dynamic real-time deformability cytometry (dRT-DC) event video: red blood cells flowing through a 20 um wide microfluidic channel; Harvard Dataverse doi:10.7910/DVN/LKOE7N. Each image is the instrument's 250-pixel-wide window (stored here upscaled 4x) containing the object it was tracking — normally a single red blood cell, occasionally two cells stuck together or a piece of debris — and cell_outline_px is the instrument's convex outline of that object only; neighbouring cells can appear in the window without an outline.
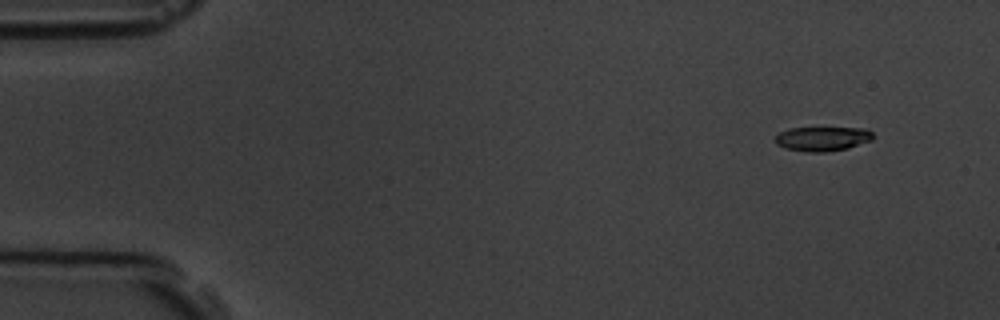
{"species": "common noctule bat (a hibernating species)", "species_latin": "Nyctalus noctula", "temperature_condition": "room temperature", "stored_images_in_passage": 15, "camera_frame_rate_fps": 3000, "um_per_image_px": 0.085, "animal": {"sex": "male", "body_mass_g": 19.5, "forearm_length_mm": 54.6}, "frame": {"image": 1, "passage_image": 2, "time_ms": 1.0, "image_size_px": [1000, 320], "cell_outline_px": [[872, 140], [848, 148], [824, 152], [804, 152], [784, 148], [776, 144], [776, 136], [780, 132], [788, 128], [868, 128], [872, 132]], "centroid_in_image_um": [69.9, 11.8], "position_along_channel_um": 15.1, "area_um2": 13.93}}
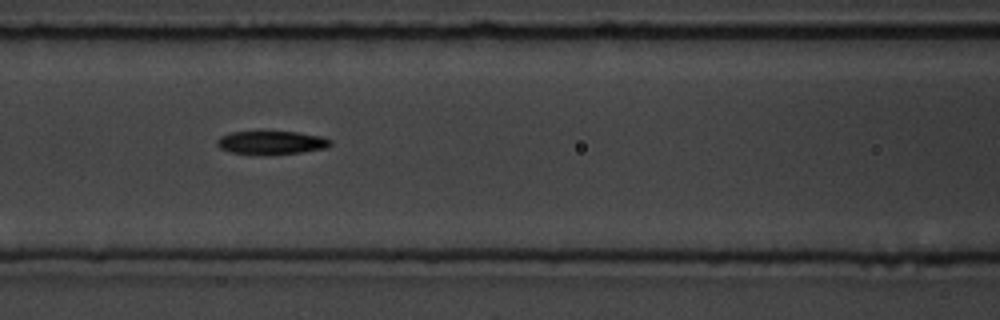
{"frame": {"image": 2, "passage_image": 7, "time_ms": 7.667, "image_size_px": [1000, 320], "cell_outline_px": [[332, 144], [328, 148], [304, 152], [264, 156], [232, 152], [220, 148], [216, 144], [216, 140], [220, 136], [228, 132], [296, 132], [324, 136], [332, 140]], "centroid_in_image_um": [23.11, 12.14], "position_along_channel_um": 143.5, "area_um2": 15.9}}
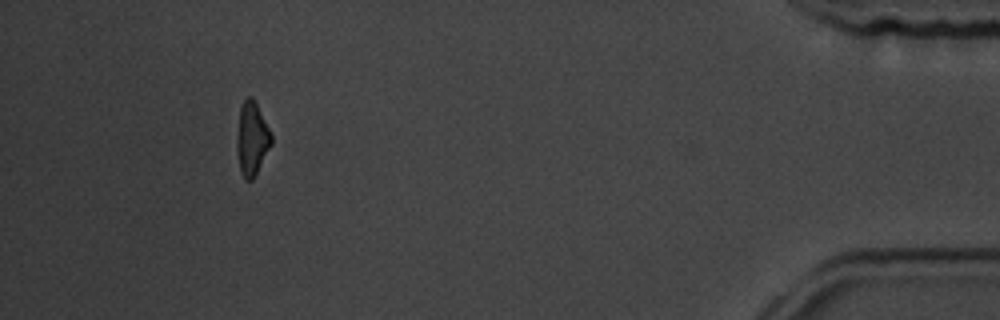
{"frame": {"image": 3, "passage_image": 14, "time_ms": 17.0, "image_size_px": [1000, 320], "cell_outline_px": [[272, 144], [252, 180], [244, 180], [240, 172], [236, 140], [240, 108], [244, 100], [248, 96], [252, 96], [272, 136]], "centroid_in_image_um": [21.4, 11.81], "position_along_channel_um": 413.8, "area_um2": 14.45}, "authors_computed_cell_mechanics": {"area_um2": 15.2592, "velocity_mm_per_s": 3.5933, "shape_relaxation_time_tau1_ms": 2.9492, "shape_relaxation_time_tau2_ms": 3.9251, "deformation_change_tau1": 0.1178, "deformation_change_tau2": 0.1299}}